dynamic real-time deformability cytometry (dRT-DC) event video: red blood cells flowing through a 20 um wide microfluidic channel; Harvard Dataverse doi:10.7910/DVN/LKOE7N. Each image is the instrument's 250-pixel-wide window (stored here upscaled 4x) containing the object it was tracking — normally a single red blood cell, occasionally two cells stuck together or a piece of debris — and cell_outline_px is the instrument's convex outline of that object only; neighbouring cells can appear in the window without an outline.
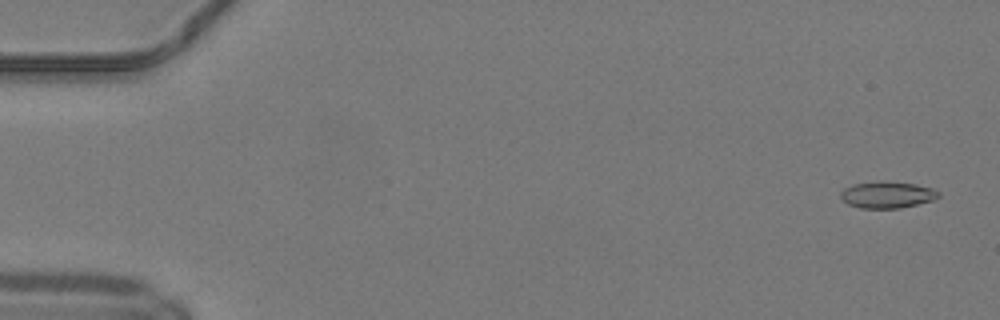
{"species": "common noctule bat (a hibernating species)", "species_latin": "Nyctalus noctula", "temperature_condition": "warm", "stored_images_in_passage": 50, "camera_frame_rate_fps": 3000, "um_per_image_px": 0.085, "animal": {"sex": "male", "body_mass_g": 19.2, "forearm_length_mm": 51.8}, "frame": {"image": 1, "passage_image": 2, "time_ms": 0.333, "image_size_px": [1000, 320], "cell_outline_px": [[940, 196], [932, 200], [900, 208], [860, 208], [848, 204], [840, 196], [840, 192], [844, 188], [852, 184], [880, 180], [916, 184], [932, 188], [940, 192]], "centroid_in_image_um": [75.4, 16.54], "position_along_channel_um": 9.6, "area_um2": 15.26}}
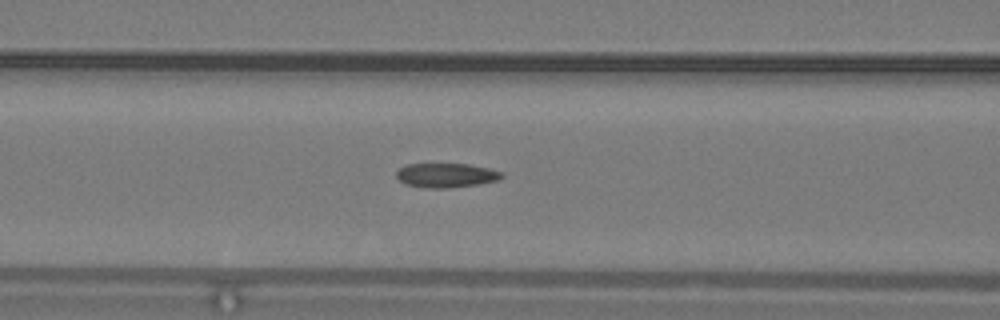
{"frame": {"image": 2, "passage_image": 21, "time_ms": 6.667, "image_size_px": [1000, 320], "cell_outline_px": [[504, 176], [500, 180], [480, 184], [444, 188], [428, 188], [404, 184], [396, 176], [396, 172], [404, 164], [468, 164], [488, 168], [504, 172]], "centroid_in_image_um": [37.95, 14.9], "position_along_channel_um": 128.7, "area_um2": 15.03}}
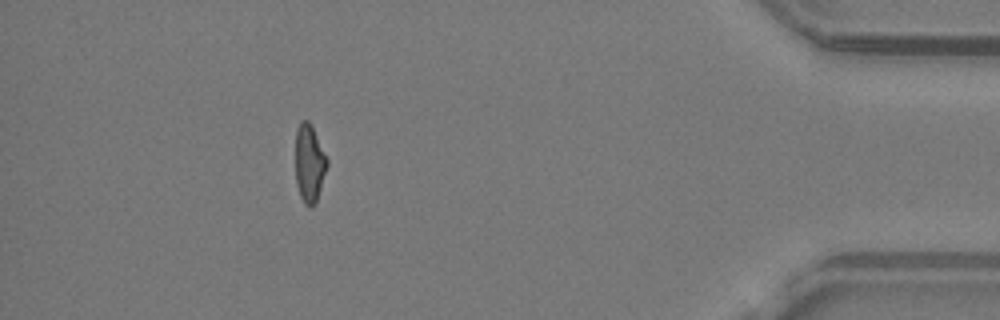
{"frame": {"image": 3, "passage_image": 45, "time_ms": 14.667, "image_size_px": [1000, 320], "cell_outline_px": [[328, 164], [316, 204], [312, 208], [308, 208], [304, 204], [300, 196], [296, 184], [296, 128], [300, 120], [308, 120], [312, 124], [328, 160]], "centroid_in_image_um": [26.3, 13.89], "position_along_channel_um": 408.9, "area_um2": 14.68}, "authors_computed_cell_mechanics": {"area_um2": 15.2014, "velocity_mm_per_s": 4.1853, "shape_relaxation_time_tau1_ms": null, "shape_relaxation_time_tau2_ms": 3.4014, "deformation_change_tau1": null, "deformation_change_tau2": 0.0881}}